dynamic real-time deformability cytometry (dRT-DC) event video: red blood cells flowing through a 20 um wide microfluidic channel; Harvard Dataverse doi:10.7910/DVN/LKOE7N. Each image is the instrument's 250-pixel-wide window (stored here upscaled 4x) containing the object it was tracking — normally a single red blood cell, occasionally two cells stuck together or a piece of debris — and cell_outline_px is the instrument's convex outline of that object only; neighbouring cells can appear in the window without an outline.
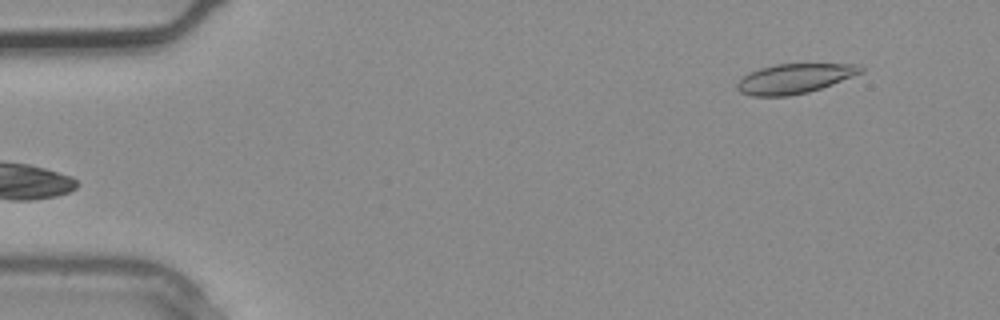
{"species": "common noctule bat (a hibernating species)", "species_latin": "Nyctalus noctula", "temperature_condition": "warm", "stored_images_in_passage": 2, "camera_frame_rate_fps": 3000, "um_per_image_px": 0.085, "animal": {"sex": "male", "body_mass_g": 20.4}, "frame": {"image": 1, "passage_image": 2, "time_ms": 0.333, "image_size_px": [1000, 320], "cell_outline_px": [[864, 72], [832, 84], [808, 92], [788, 96], [752, 96], [740, 92], [736, 88], [736, 84], [744, 76], [760, 68], [776, 64], [856, 64], [864, 68]], "centroid_in_image_um": [67.54, 6.68], "position_along_channel_um": 17.5, "area_um2": 21.21}}